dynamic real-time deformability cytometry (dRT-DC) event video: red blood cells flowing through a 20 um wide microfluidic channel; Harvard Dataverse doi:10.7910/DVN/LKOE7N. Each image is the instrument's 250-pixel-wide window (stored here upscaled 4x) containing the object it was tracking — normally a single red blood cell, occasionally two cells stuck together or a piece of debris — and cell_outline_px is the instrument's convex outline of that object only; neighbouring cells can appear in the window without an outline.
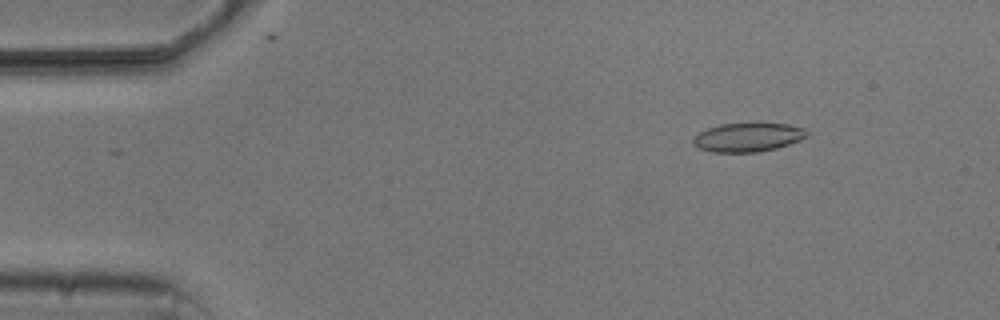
{"species": "common noctule bat (a hibernating species)", "species_latin": "Nyctalus noctula", "temperature_condition": "cold", "stored_images_in_passage": 6, "camera_frame_rate_fps": 3000, "um_per_image_px": 0.085, "animal": {"sex": "male", "body_mass_g": 20.5, "forearm_length_mm": 52.5}, "frame": {"image": 1, "passage_image": 2, "time_ms": 1.333, "image_size_px": [1000, 320], "cell_outline_px": [[808, 136], [800, 140], [776, 148], [756, 152], [712, 152], [700, 148], [692, 144], [692, 140], [700, 132], [708, 128], [720, 124], [788, 124], [804, 128], [808, 132]], "centroid_in_image_um": [63.58, 11.67], "position_along_channel_um": 21.4, "area_um2": 18.84}}
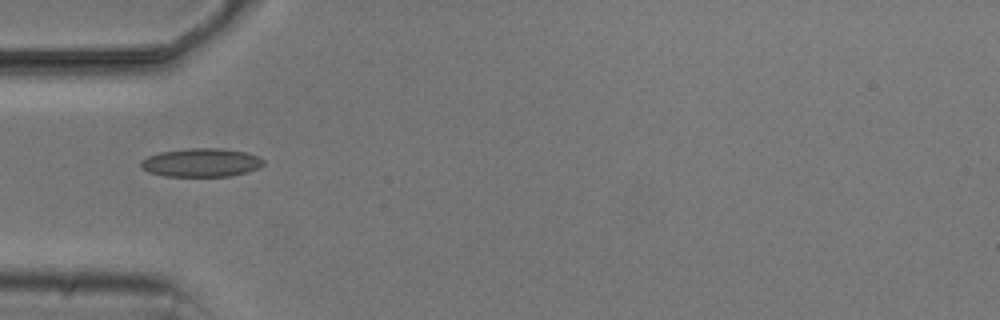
{"frame": {"image": 2, "passage_image": 5, "time_ms": 4.667, "image_size_px": [1000, 320], "cell_outline_px": [[264, 164], [256, 168], [244, 172], [228, 176], [164, 176], [148, 172], [140, 168], [140, 160], [148, 156], [160, 152], [188, 148], [224, 148], [244, 152], [256, 156], [264, 160]], "centroid_in_image_um": [17.03, 13.81], "position_along_channel_um": 68.0, "area_um2": 20.29}}
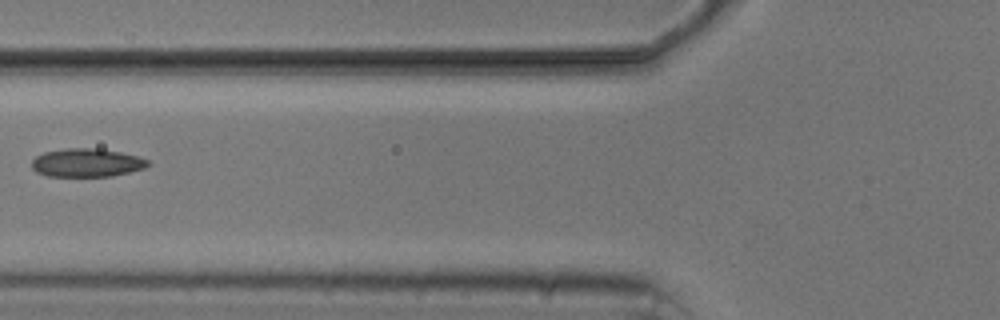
{"frame": {"image": 3, "passage_image": 6, "time_ms": 6.0, "image_size_px": [1000, 320], "cell_outline_px": [[152, 164], [144, 168], [112, 176], [48, 176], [36, 172], [32, 168], [32, 160], [36, 156], [44, 152], [64, 148], [96, 148], [120, 152], [140, 156], [148, 160]], "centroid_in_image_um": [7.38, 13.82], "position_along_channel_um": 118.4, "area_um2": 19.31}}